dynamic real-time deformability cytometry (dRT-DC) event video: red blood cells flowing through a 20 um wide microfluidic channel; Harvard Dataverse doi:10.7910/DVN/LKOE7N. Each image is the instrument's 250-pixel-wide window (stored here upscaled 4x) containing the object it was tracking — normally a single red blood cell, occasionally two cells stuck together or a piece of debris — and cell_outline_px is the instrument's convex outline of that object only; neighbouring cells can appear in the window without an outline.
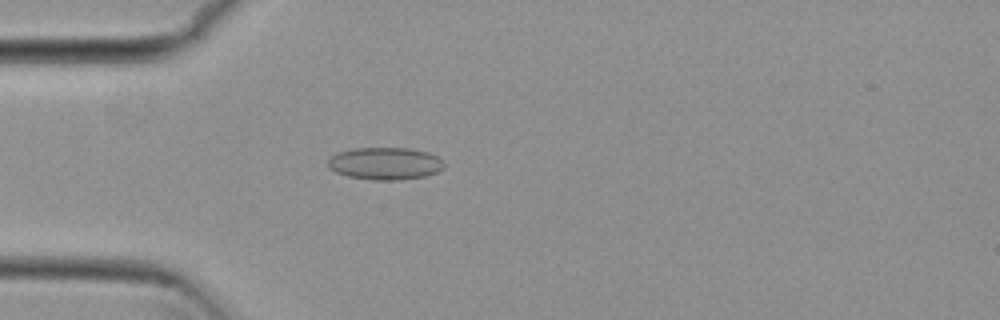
{"species": "common noctule bat (a hibernating species)", "species_latin": "Nyctalus noctula", "temperature_condition": "cold", "stored_images_in_passage": 53, "camera_frame_rate_fps": 3000, "um_per_image_px": 0.085, "animal": {"sex": "female", "body_mass_g": 29.2, "forearm_length_mm": 56.3}, "frame": {"image": 1, "passage_image": 15, "time_ms": 4.667, "image_size_px": [1000, 320], "cell_outline_px": [[444, 168], [440, 172], [424, 176], [400, 180], [376, 180], [348, 176], [336, 172], [328, 168], [328, 160], [332, 156], [340, 152], [352, 148], [408, 148], [428, 152], [436, 156], [444, 164]], "centroid_in_image_um": [32.75, 13.9], "position_along_channel_um": 52.3, "area_um2": 21.85}}
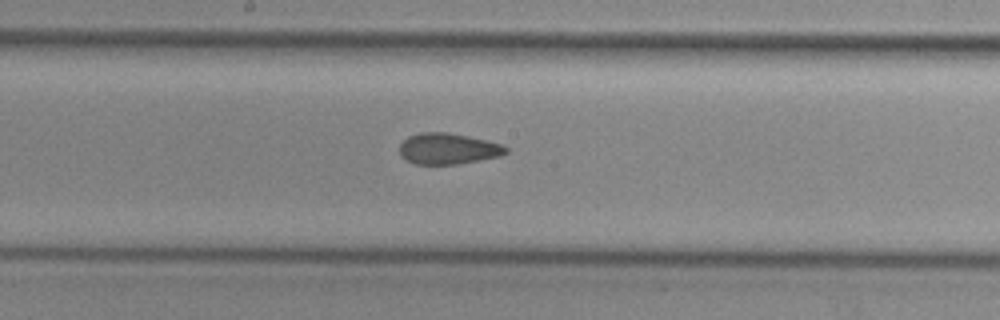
{"frame": {"image": 2, "passage_image": 28, "time_ms": 9.0, "image_size_px": [1000, 320], "cell_outline_px": [[508, 152], [500, 156], [456, 164], [416, 164], [400, 156], [400, 144], [408, 136], [420, 132], [448, 132], [484, 140], [500, 144], [508, 148]], "centroid_in_image_um": [38.06, 12.63], "position_along_channel_um": 210.1, "area_um2": 19.02}}
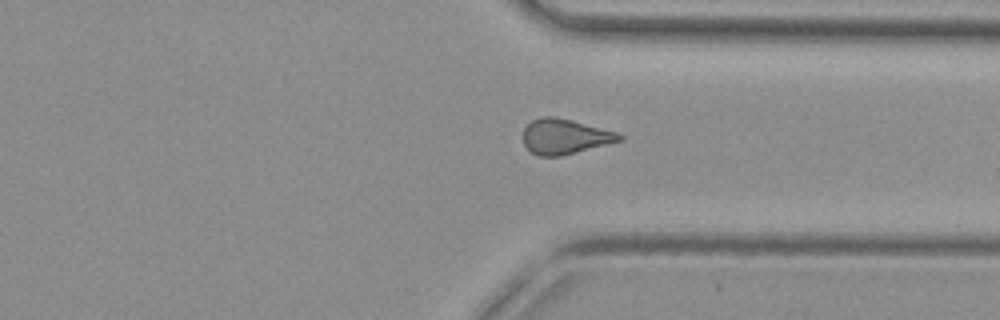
{"frame": {"image": 3, "passage_image": 40, "time_ms": 13.0, "image_size_px": [1000, 320], "cell_outline_px": [[624, 140], [560, 156], [536, 156], [524, 144], [524, 128], [532, 120], [544, 116], [552, 116], [572, 120], [616, 132], [624, 136]], "centroid_in_image_um": [48.02, 11.61], "position_along_channel_um": 363.4, "area_um2": 19.54}, "authors_computed_cell_mechanics": {"area_um2": 19.8832, "velocity_mm_per_s": 3.8344, "shape_relaxation_time_tau1_ms": null, "shape_relaxation_time_tau2_ms": 3.4123, "deformation_change_tau1": null, "deformation_change_tau2": 0.1003}}